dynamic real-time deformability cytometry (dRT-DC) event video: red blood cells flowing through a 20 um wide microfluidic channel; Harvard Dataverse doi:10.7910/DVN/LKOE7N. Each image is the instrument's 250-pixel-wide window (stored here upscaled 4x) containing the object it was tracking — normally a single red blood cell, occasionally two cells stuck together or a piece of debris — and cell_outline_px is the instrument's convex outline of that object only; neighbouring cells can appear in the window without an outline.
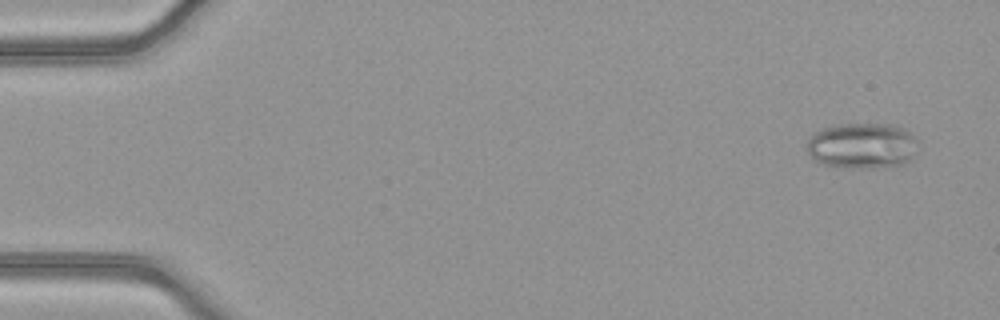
{"species": "common noctule bat (a hibernating species)", "species_latin": "Nyctalus noctula", "temperature_condition": "warm", "stored_images_in_passage": 51, "camera_frame_rate_fps": 3000, "um_per_image_px": 0.085, "animal": {"sex": "female", "body_mass_g": 21.9}, "frame": {"image": 1, "passage_image": 3, "time_ms": 0.667, "image_size_px": [1000, 320], "cell_outline_px": [[920, 140], [916, 152], [912, 160], [904, 164], [876, 168], [856, 168], [824, 164], [816, 160], [804, 148], [808, 136], [824, 128], [840, 124], [892, 124], [904, 128]], "centroid_in_image_um": [73.33, 12.38], "position_along_channel_um": 11.7, "area_um2": 30.11}}
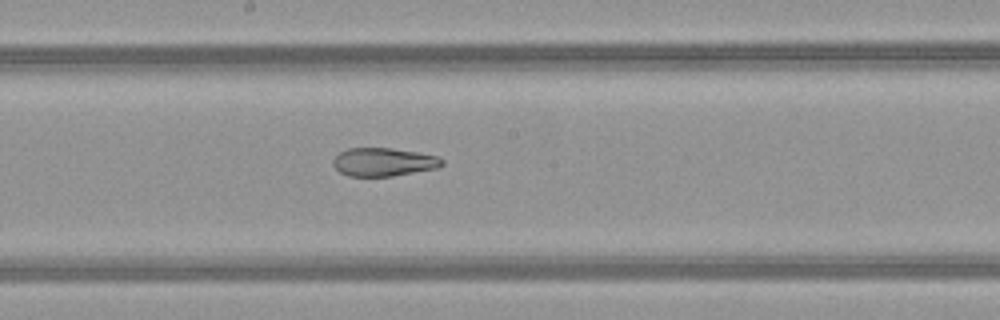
{"frame": {"image": 2, "passage_image": 28, "time_ms": 9.0, "image_size_px": [1000, 320], "cell_outline_px": [[444, 164], [440, 168], [392, 176], [348, 176], [340, 172], [332, 164], [332, 160], [340, 152], [348, 148], [392, 148], [440, 156], [444, 160]], "centroid_in_image_um": [32.64, 13.77], "position_along_channel_um": 215.6, "area_um2": 18.15}}
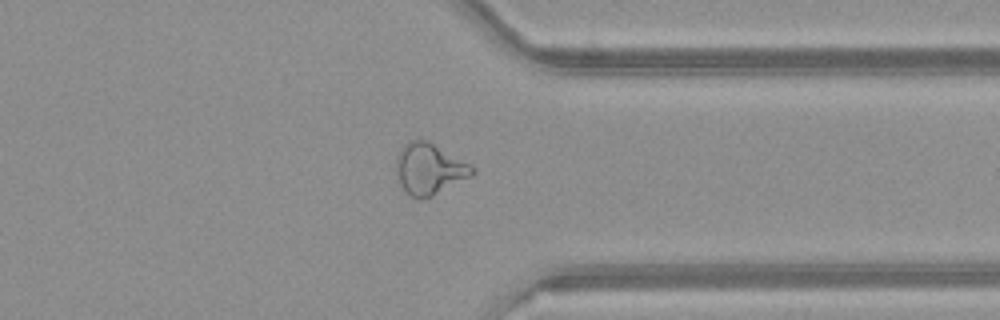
{"frame": {"image": 3, "passage_image": 40, "time_ms": 13.0, "image_size_px": [1000, 320], "cell_outline_px": [[476, 172], [472, 176], [432, 196], [420, 200], [408, 196], [400, 184], [396, 168], [396, 156], [400, 148], [408, 140], [428, 140], [472, 164], [476, 168]], "centroid_in_image_um": [36.51, 14.35], "position_along_channel_um": 374.9, "area_um2": 23.12}, "authors_computed_cell_mechanics": {"area_um2": 24.5072, "velocity_mm_per_s": 4.0609, "shape_relaxation_time_tau1_ms": null, "shape_relaxation_time_tau2_ms": 3.113, "deformation_change_tau1": null, "deformation_change_tau2": 0.105}}